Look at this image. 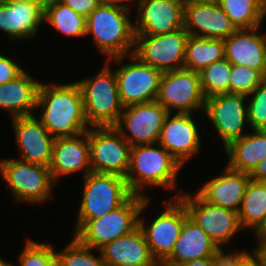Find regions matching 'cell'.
Masks as SVG:
<instances>
[{
	"mask_svg": "<svg viewBox=\"0 0 266 266\" xmlns=\"http://www.w3.org/2000/svg\"><path fill=\"white\" fill-rule=\"evenodd\" d=\"M41 109L39 120L55 138L75 136L91 127L86 119L81 88L72 84L40 83L36 109ZM87 127V128H86Z\"/></svg>",
	"mask_w": 266,
	"mask_h": 266,
	"instance_id": "1",
	"label": "cell"
},
{
	"mask_svg": "<svg viewBox=\"0 0 266 266\" xmlns=\"http://www.w3.org/2000/svg\"><path fill=\"white\" fill-rule=\"evenodd\" d=\"M127 10L101 5L86 17V34H93L94 43L101 53L118 64L134 51V24L129 20Z\"/></svg>",
	"mask_w": 266,
	"mask_h": 266,
	"instance_id": "2",
	"label": "cell"
},
{
	"mask_svg": "<svg viewBox=\"0 0 266 266\" xmlns=\"http://www.w3.org/2000/svg\"><path fill=\"white\" fill-rule=\"evenodd\" d=\"M156 144H145L131 147L130 165L125 176L129 190L133 195H142L144 186L174 188L176 177L182 167L163 146L154 148Z\"/></svg>",
	"mask_w": 266,
	"mask_h": 266,
	"instance_id": "3",
	"label": "cell"
},
{
	"mask_svg": "<svg viewBox=\"0 0 266 266\" xmlns=\"http://www.w3.org/2000/svg\"><path fill=\"white\" fill-rule=\"evenodd\" d=\"M150 200L147 196L132 195L114 211L88 220L74 236L82 244L98 250L135 230L139 226V214L150 204Z\"/></svg>",
	"mask_w": 266,
	"mask_h": 266,
	"instance_id": "4",
	"label": "cell"
},
{
	"mask_svg": "<svg viewBox=\"0 0 266 266\" xmlns=\"http://www.w3.org/2000/svg\"><path fill=\"white\" fill-rule=\"evenodd\" d=\"M133 194L125 177L90 172L84 190L74 234L90 219L100 218L123 205Z\"/></svg>",
	"mask_w": 266,
	"mask_h": 266,
	"instance_id": "5",
	"label": "cell"
},
{
	"mask_svg": "<svg viewBox=\"0 0 266 266\" xmlns=\"http://www.w3.org/2000/svg\"><path fill=\"white\" fill-rule=\"evenodd\" d=\"M110 59L92 79L79 80L83 96L84 112L92 126H113L123 111L115 72L110 70Z\"/></svg>",
	"mask_w": 266,
	"mask_h": 266,
	"instance_id": "6",
	"label": "cell"
},
{
	"mask_svg": "<svg viewBox=\"0 0 266 266\" xmlns=\"http://www.w3.org/2000/svg\"><path fill=\"white\" fill-rule=\"evenodd\" d=\"M0 174L17 202L41 203L52 196L55 182L49 167L19 159H3Z\"/></svg>",
	"mask_w": 266,
	"mask_h": 266,
	"instance_id": "7",
	"label": "cell"
},
{
	"mask_svg": "<svg viewBox=\"0 0 266 266\" xmlns=\"http://www.w3.org/2000/svg\"><path fill=\"white\" fill-rule=\"evenodd\" d=\"M90 165L92 172L127 175L131 145L113 126L89 127Z\"/></svg>",
	"mask_w": 266,
	"mask_h": 266,
	"instance_id": "8",
	"label": "cell"
},
{
	"mask_svg": "<svg viewBox=\"0 0 266 266\" xmlns=\"http://www.w3.org/2000/svg\"><path fill=\"white\" fill-rule=\"evenodd\" d=\"M188 36L185 28L162 35H135L133 55L162 73L182 69Z\"/></svg>",
	"mask_w": 266,
	"mask_h": 266,
	"instance_id": "9",
	"label": "cell"
},
{
	"mask_svg": "<svg viewBox=\"0 0 266 266\" xmlns=\"http://www.w3.org/2000/svg\"><path fill=\"white\" fill-rule=\"evenodd\" d=\"M156 101L169 113H192L204 110L206 98L201 88L199 72L186 68L164 72L161 76Z\"/></svg>",
	"mask_w": 266,
	"mask_h": 266,
	"instance_id": "10",
	"label": "cell"
},
{
	"mask_svg": "<svg viewBox=\"0 0 266 266\" xmlns=\"http://www.w3.org/2000/svg\"><path fill=\"white\" fill-rule=\"evenodd\" d=\"M169 112L156 100L123 108L118 121L113 125L131 145L157 144L161 129ZM126 129L130 132L126 134Z\"/></svg>",
	"mask_w": 266,
	"mask_h": 266,
	"instance_id": "11",
	"label": "cell"
},
{
	"mask_svg": "<svg viewBox=\"0 0 266 266\" xmlns=\"http://www.w3.org/2000/svg\"><path fill=\"white\" fill-rule=\"evenodd\" d=\"M187 210L188 216L215 242L221 246L229 242L230 238L241 229L238 212L224 209L204 200L198 193H177Z\"/></svg>",
	"mask_w": 266,
	"mask_h": 266,
	"instance_id": "12",
	"label": "cell"
},
{
	"mask_svg": "<svg viewBox=\"0 0 266 266\" xmlns=\"http://www.w3.org/2000/svg\"><path fill=\"white\" fill-rule=\"evenodd\" d=\"M167 203L166 210L158 215L148 228L139 214V226L152 256L160 265L171 255L184 220L188 217L185 205L179 197L171 198Z\"/></svg>",
	"mask_w": 266,
	"mask_h": 266,
	"instance_id": "13",
	"label": "cell"
},
{
	"mask_svg": "<svg viewBox=\"0 0 266 266\" xmlns=\"http://www.w3.org/2000/svg\"><path fill=\"white\" fill-rule=\"evenodd\" d=\"M133 63L114 70L121 104L127 107L156 100L162 72L130 54Z\"/></svg>",
	"mask_w": 266,
	"mask_h": 266,
	"instance_id": "14",
	"label": "cell"
},
{
	"mask_svg": "<svg viewBox=\"0 0 266 266\" xmlns=\"http://www.w3.org/2000/svg\"><path fill=\"white\" fill-rule=\"evenodd\" d=\"M244 94L225 93L206 99L204 111L222 139L224 148L241 138L244 123L248 121ZM246 107V108H245Z\"/></svg>",
	"mask_w": 266,
	"mask_h": 266,
	"instance_id": "15",
	"label": "cell"
},
{
	"mask_svg": "<svg viewBox=\"0 0 266 266\" xmlns=\"http://www.w3.org/2000/svg\"><path fill=\"white\" fill-rule=\"evenodd\" d=\"M184 28L189 35L225 40L237 28L217 1H185Z\"/></svg>",
	"mask_w": 266,
	"mask_h": 266,
	"instance_id": "16",
	"label": "cell"
},
{
	"mask_svg": "<svg viewBox=\"0 0 266 266\" xmlns=\"http://www.w3.org/2000/svg\"><path fill=\"white\" fill-rule=\"evenodd\" d=\"M135 35H162L184 28L185 0H138Z\"/></svg>",
	"mask_w": 266,
	"mask_h": 266,
	"instance_id": "17",
	"label": "cell"
},
{
	"mask_svg": "<svg viewBox=\"0 0 266 266\" xmlns=\"http://www.w3.org/2000/svg\"><path fill=\"white\" fill-rule=\"evenodd\" d=\"M18 149L25 162L49 167L52 159L53 137L42 122L33 115L12 118Z\"/></svg>",
	"mask_w": 266,
	"mask_h": 266,
	"instance_id": "18",
	"label": "cell"
},
{
	"mask_svg": "<svg viewBox=\"0 0 266 266\" xmlns=\"http://www.w3.org/2000/svg\"><path fill=\"white\" fill-rule=\"evenodd\" d=\"M183 166L199 151L201 139L192 113H176L166 117L157 142Z\"/></svg>",
	"mask_w": 266,
	"mask_h": 266,
	"instance_id": "19",
	"label": "cell"
},
{
	"mask_svg": "<svg viewBox=\"0 0 266 266\" xmlns=\"http://www.w3.org/2000/svg\"><path fill=\"white\" fill-rule=\"evenodd\" d=\"M89 153V129L75 136L57 137L53 144L49 165L54 182H57L60 175H69L83 170L85 177L92 172Z\"/></svg>",
	"mask_w": 266,
	"mask_h": 266,
	"instance_id": "20",
	"label": "cell"
},
{
	"mask_svg": "<svg viewBox=\"0 0 266 266\" xmlns=\"http://www.w3.org/2000/svg\"><path fill=\"white\" fill-rule=\"evenodd\" d=\"M98 252L105 266H161L152 256L140 226L107 243Z\"/></svg>",
	"mask_w": 266,
	"mask_h": 266,
	"instance_id": "21",
	"label": "cell"
},
{
	"mask_svg": "<svg viewBox=\"0 0 266 266\" xmlns=\"http://www.w3.org/2000/svg\"><path fill=\"white\" fill-rule=\"evenodd\" d=\"M249 180L247 172L226 166L224 173L205 183L198 194L211 204L239 212Z\"/></svg>",
	"mask_w": 266,
	"mask_h": 266,
	"instance_id": "22",
	"label": "cell"
},
{
	"mask_svg": "<svg viewBox=\"0 0 266 266\" xmlns=\"http://www.w3.org/2000/svg\"><path fill=\"white\" fill-rule=\"evenodd\" d=\"M257 29H237L223 40L224 51L225 58L232 65L248 66L262 73L266 56V34L259 35Z\"/></svg>",
	"mask_w": 266,
	"mask_h": 266,
	"instance_id": "23",
	"label": "cell"
},
{
	"mask_svg": "<svg viewBox=\"0 0 266 266\" xmlns=\"http://www.w3.org/2000/svg\"><path fill=\"white\" fill-rule=\"evenodd\" d=\"M217 245L189 216L183 227L171 255L161 266H175L191 260L212 257Z\"/></svg>",
	"mask_w": 266,
	"mask_h": 266,
	"instance_id": "24",
	"label": "cell"
},
{
	"mask_svg": "<svg viewBox=\"0 0 266 266\" xmlns=\"http://www.w3.org/2000/svg\"><path fill=\"white\" fill-rule=\"evenodd\" d=\"M43 20L44 10L36 4L0 1V30L11 38H32Z\"/></svg>",
	"mask_w": 266,
	"mask_h": 266,
	"instance_id": "25",
	"label": "cell"
},
{
	"mask_svg": "<svg viewBox=\"0 0 266 266\" xmlns=\"http://www.w3.org/2000/svg\"><path fill=\"white\" fill-rule=\"evenodd\" d=\"M39 81L23 71L15 79L0 85V108L12 118L33 115L38 100Z\"/></svg>",
	"mask_w": 266,
	"mask_h": 266,
	"instance_id": "26",
	"label": "cell"
},
{
	"mask_svg": "<svg viewBox=\"0 0 266 266\" xmlns=\"http://www.w3.org/2000/svg\"><path fill=\"white\" fill-rule=\"evenodd\" d=\"M254 132L245 133L225 148L229 168L249 173L254 166L266 158V130H254Z\"/></svg>",
	"mask_w": 266,
	"mask_h": 266,
	"instance_id": "27",
	"label": "cell"
},
{
	"mask_svg": "<svg viewBox=\"0 0 266 266\" xmlns=\"http://www.w3.org/2000/svg\"><path fill=\"white\" fill-rule=\"evenodd\" d=\"M241 227L253 229L257 236L266 229V182L250 179L238 212Z\"/></svg>",
	"mask_w": 266,
	"mask_h": 266,
	"instance_id": "28",
	"label": "cell"
},
{
	"mask_svg": "<svg viewBox=\"0 0 266 266\" xmlns=\"http://www.w3.org/2000/svg\"><path fill=\"white\" fill-rule=\"evenodd\" d=\"M225 58L224 41L189 35L186 41L184 68L200 72Z\"/></svg>",
	"mask_w": 266,
	"mask_h": 266,
	"instance_id": "29",
	"label": "cell"
},
{
	"mask_svg": "<svg viewBox=\"0 0 266 266\" xmlns=\"http://www.w3.org/2000/svg\"><path fill=\"white\" fill-rule=\"evenodd\" d=\"M237 29L260 28L266 15V0H217Z\"/></svg>",
	"mask_w": 266,
	"mask_h": 266,
	"instance_id": "30",
	"label": "cell"
},
{
	"mask_svg": "<svg viewBox=\"0 0 266 266\" xmlns=\"http://www.w3.org/2000/svg\"><path fill=\"white\" fill-rule=\"evenodd\" d=\"M44 20L66 36L86 35V17L64 5L54 1L44 10Z\"/></svg>",
	"mask_w": 266,
	"mask_h": 266,
	"instance_id": "31",
	"label": "cell"
},
{
	"mask_svg": "<svg viewBox=\"0 0 266 266\" xmlns=\"http://www.w3.org/2000/svg\"><path fill=\"white\" fill-rule=\"evenodd\" d=\"M231 63L223 58L203 68L200 74L201 88L205 98L229 93Z\"/></svg>",
	"mask_w": 266,
	"mask_h": 266,
	"instance_id": "32",
	"label": "cell"
},
{
	"mask_svg": "<svg viewBox=\"0 0 266 266\" xmlns=\"http://www.w3.org/2000/svg\"><path fill=\"white\" fill-rule=\"evenodd\" d=\"M93 248L82 244L75 236L71 243L62 252H56V256L63 266H105V262L100 257H96L91 252Z\"/></svg>",
	"mask_w": 266,
	"mask_h": 266,
	"instance_id": "33",
	"label": "cell"
},
{
	"mask_svg": "<svg viewBox=\"0 0 266 266\" xmlns=\"http://www.w3.org/2000/svg\"><path fill=\"white\" fill-rule=\"evenodd\" d=\"M262 82L258 70L244 65H231L229 93L249 95Z\"/></svg>",
	"mask_w": 266,
	"mask_h": 266,
	"instance_id": "34",
	"label": "cell"
},
{
	"mask_svg": "<svg viewBox=\"0 0 266 266\" xmlns=\"http://www.w3.org/2000/svg\"><path fill=\"white\" fill-rule=\"evenodd\" d=\"M56 257L51 244L27 240L19 257L20 266H48ZM15 266V265H12Z\"/></svg>",
	"mask_w": 266,
	"mask_h": 266,
	"instance_id": "35",
	"label": "cell"
},
{
	"mask_svg": "<svg viewBox=\"0 0 266 266\" xmlns=\"http://www.w3.org/2000/svg\"><path fill=\"white\" fill-rule=\"evenodd\" d=\"M248 122L253 130H266V82L259 84L249 95Z\"/></svg>",
	"mask_w": 266,
	"mask_h": 266,
	"instance_id": "36",
	"label": "cell"
},
{
	"mask_svg": "<svg viewBox=\"0 0 266 266\" xmlns=\"http://www.w3.org/2000/svg\"><path fill=\"white\" fill-rule=\"evenodd\" d=\"M222 246H217L211 257L213 266H240L243 260L249 255V252H237L224 254Z\"/></svg>",
	"mask_w": 266,
	"mask_h": 266,
	"instance_id": "37",
	"label": "cell"
},
{
	"mask_svg": "<svg viewBox=\"0 0 266 266\" xmlns=\"http://www.w3.org/2000/svg\"><path fill=\"white\" fill-rule=\"evenodd\" d=\"M24 70L9 57L0 54V85L18 77Z\"/></svg>",
	"mask_w": 266,
	"mask_h": 266,
	"instance_id": "38",
	"label": "cell"
},
{
	"mask_svg": "<svg viewBox=\"0 0 266 266\" xmlns=\"http://www.w3.org/2000/svg\"><path fill=\"white\" fill-rule=\"evenodd\" d=\"M64 5L70 7L75 12L87 17L102 5L101 0H59Z\"/></svg>",
	"mask_w": 266,
	"mask_h": 266,
	"instance_id": "39",
	"label": "cell"
},
{
	"mask_svg": "<svg viewBox=\"0 0 266 266\" xmlns=\"http://www.w3.org/2000/svg\"><path fill=\"white\" fill-rule=\"evenodd\" d=\"M248 174L252 180L266 182V158L254 166Z\"/></svg>",
	"mask_w": 266,
	"mask_h": 266,
	"instance_id": "40",
	"label": "cell"
},
{
	"mask_svg": "<svg viewBox=\"0 0 266 266\" xmlns=\"http://www.w3.org/2000/svg\"><path fill=\"white\" fill-rule=\"evenodd\" d=\"M252 253L243 260L240 266H265L262 256L256 250Z\"/></svg>",
	"mask_w": 266,
	"mask_h": 266,
	"instance_id": "41",
	"label": "cell"
},
{
	"mask_svg": "<svg viewBox=\"0 0 266 266\" xmlns=\"http://www.w3.org/2000/svg\"><path fill=\"white\" fill-rule=\"evenodd\" d=\"M175 266H213L211 257L191 260Z\"/></svg>",
	"mask_w": 266,
	"mask_h": 266,
	"instance_id": "42",
	"label": "cell"
},
{
	"mask_svg": "<svg viewBox=\"0 0 266 266\" xmlns=\"http://www.w3.org/2000/svg\"><path fill=\"white\" fill-rule=\"evenodd\" d=\"M259 246L256 251L262 256L266 266V236H258Z\"/></svg>",
	"mask_w": 266,
	"mask_h": 266,
	"instance_id": "43",
	"label": "cell"
},
{
	"mask_svg": "<svg viewBox=\"0 0 266 266\" xmlns=\"http://www.w3.org/2000/svg\"><path fill=\"white\" fill-rule=\"evenodd\" d=\"M131 2L132 0H101L102 5H110V6H117L120 8H125V9H129V3L128 4H124L122 2ZM120 2V3H119Z\"/></svg>",
	"mask_w": 266,
	"mask_h": 266,
	"instance_id": "44",
	"label": "cell"
},
{
	"mask_svg": "<svg viewBox=\"0 0 266 266\" xmlns=\"http://www.w3.org/2000/svg\"><path fill=\"white\" fill-rule=\"evenodd\" d=\"M30 3L36 4L43 10H45L50 4L56 0H28Z\"/></svg>",
	"mask_w": 266,
	"mask_h": 266,
	"instance_id": "45",
	"label": "cell"
},
{
	"mask_svg": "<svg viewBox=\"0 0 266 266\" xmlns=\"http://www.w3.org/2000/svg\"><path fill=\"white\" fill-rule=\"evenodd\" d=\"M48 266H63L62 262L59 260V258L56 256L49 264Z\"/></svg>",
	"mask_w": 266,
	"mask_h": 266,
	"instance_id": "46",
	"label": "cell"
},
{
	"mask_svg": "<svg viewBox=\"0 0 266 266\" xmlns=\"http://www.w3.org/2000/svg\"><path fill=\"white\" fill-rule=\"evenodd\" d=\"M261 76H262L263 82H266V56H265L264 67H263V71L261 73Z\"/></svg>",
	"mask_w": 266,
	"mask_h": 266,
	"instance_id": "47",
	"label": "cell"
},
{
	"mask_svg": "<svg viewBox=\"0 0 266 266\" xmlns=\"http://www.w3.org/2000/svg\"><path fill=\"white\" fill-rule=\"evenodd\" d=\"M4 3L27 2L28 0H0Z\"/></svg>",
	"mask_w": 266,
	"mask_h": 266,
	"instance_id": "48",
	"label": "cell"
},
{
	"mask_svg": "<svg viewBox=\"0 0 266 266\" xmlns=\"http://www.w3.org/2000/svg\"><path fill=\"white\" fill-rule=\"evenodd\" d=\"M0 266H12V264L8 263V262H5L4 260H2L0 258Z\"/></svg>",
	"mask_w": 266,
	"mask_h": 266,
	"instance_id": "49",
	"label": "cell"
},
{
	"mask_svg": "<svg viewBox=\"0 0 266 266\" xmlns=\"http://www.w3.org/2000/svg\"><path fill=\"white\" fill-rule=\"evenodd\" d=\"M259 236H266V229H265V231H264L262 234H260Z\"/></svg>",
	"mask_w": 266,
	"mask_h": 266,
	"instance_id": "50",
	"label": "cell"
},
{
	"mask_svg": "<svg viewBox=\"0 0 266 266\" xmlns=\"http://www.w3.org/2000/svg\"><path fill=\"white\" fill-rule=\"evenodd\" d=\"M185 1H196V0H185ZM205 1V0H203ZM207 1H217V0H207Z\"/></svg>",
	"mask_w": 266,
	"mask_h": 266,
	"instance_id": "51",
	"label": "cell"
}]
</instances>
